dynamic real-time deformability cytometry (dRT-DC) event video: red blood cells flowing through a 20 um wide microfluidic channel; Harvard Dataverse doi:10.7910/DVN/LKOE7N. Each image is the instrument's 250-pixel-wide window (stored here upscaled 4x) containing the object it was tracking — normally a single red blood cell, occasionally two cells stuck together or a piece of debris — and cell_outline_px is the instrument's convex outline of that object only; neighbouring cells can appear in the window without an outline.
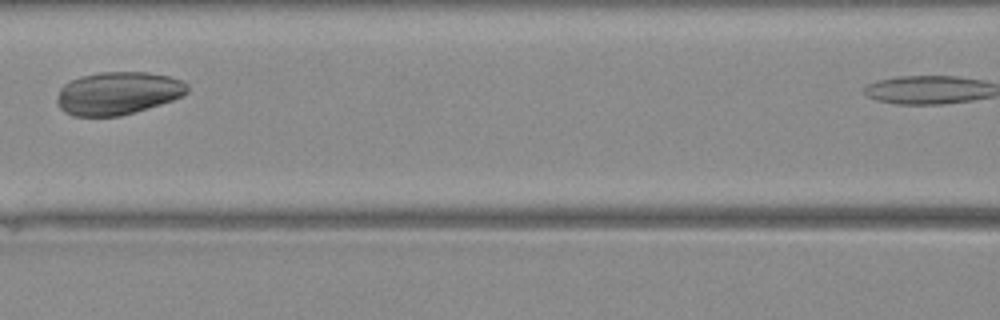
{"species": "Egyptian fruit bat (a non-hibernating species)", "species_latin": "Rousettus aegyptiacus", "temperature_condition": "warm", "stored_images_in_passage": 23, "camera_frame_rate_fps": 3000, "um_per_image_px": 0.085, "animal": {"sex": "female"}, "frame": {"image": 1, "passage_image": 7, "time_ms": 2.0, "image_size_px": [1000, 320], "cell_outline_px": [[188, 92], [184, 96], [160, 104], [120, 116], [72, 116], [64, 112], [56, 104], [56, 100], [60, 88], [64, 84], [80, 76], [100, 72], [148, 72], [168, 76], [180, 80], [188, 84]], "centroid_in_image_um": [10.0, 7.92], "position_along_channel_um": 156.6, "area_um2": 32.6}}
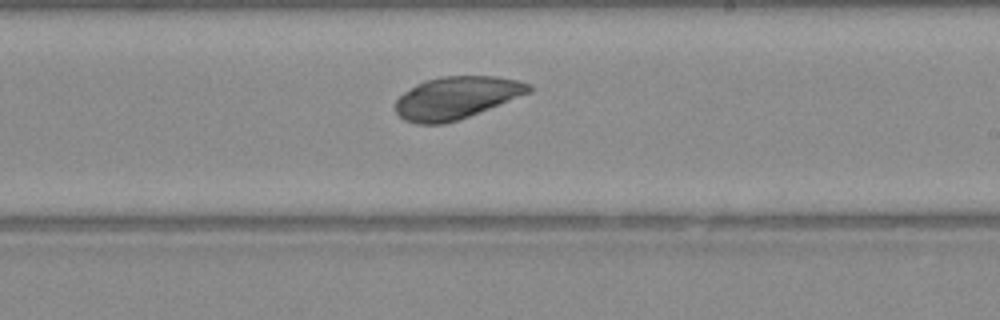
{"frame": {"image": 2, "passage_image": 13, "time_ms": 4.0, "image_size_px": [1000, 320], "cell_outline_px": [[532, 92], [468, 116], [444, 124], [416, 124], [404, 120], [396, 112], [396, 100], [404, 92], [416, 84], [424, 80], [440, 76], [492, 76], [516, 80], [528, 84], [532, 88]], "centroid_in_image_um": [38.76, 8.3], "position_along_channel_um": 250.2, "area_um2": 32.66}}
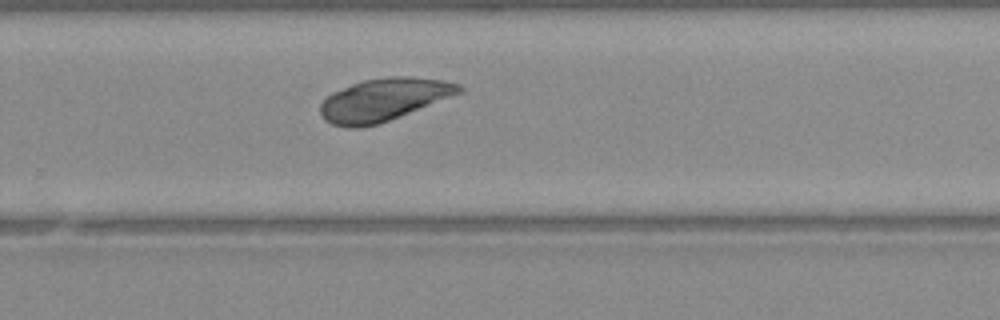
{"frame": {"image": 3, "passage_image": 16, "time_ms": 5.0, "image_size_px": [1000, 320], "cell_outline_px": [[464, 92], [380, 124], [360, 128], [348, 128], [332, 124], [324, 120], [320, 112], [320, 104], [332, 92], [352, 84], [364, 80], [392, 76], [412, 76], [440, 80], [460, 84], [464, 88]], "centroid_in_image_um": [32.63, 8.48], "position_along_channel_um": 297.2, "area_um2": 34.62}}